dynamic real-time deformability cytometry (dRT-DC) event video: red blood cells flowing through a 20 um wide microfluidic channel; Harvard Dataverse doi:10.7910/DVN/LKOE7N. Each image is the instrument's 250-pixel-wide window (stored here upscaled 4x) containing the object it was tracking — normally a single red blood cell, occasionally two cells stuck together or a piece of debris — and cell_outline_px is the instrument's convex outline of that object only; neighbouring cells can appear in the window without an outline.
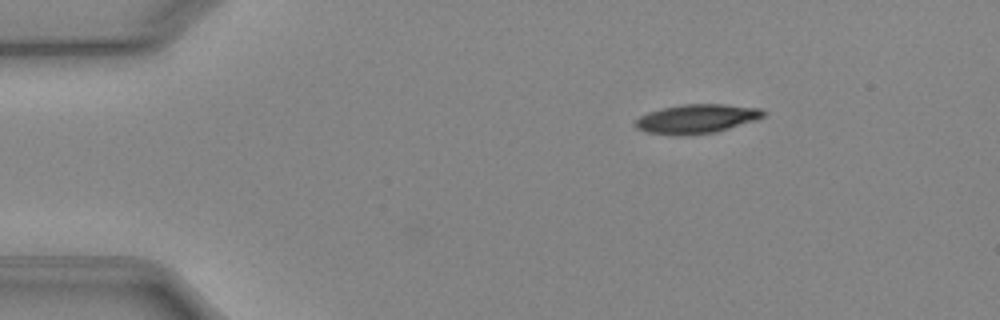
{"species": "Egyptian fruit bat (a non-hibernating species)", "species_latin": "Rousettus aegyptiacus", "temperature_condition": "cold", "stored_images_in_passage": 43, "camera_frame_rate_fps": 3000, "um_per_image_px": 0.085, "animal": {"sex": "female"}, "frame": {"image": 1, "passage_image": 1, "time_ms": 0.0, "image_size_px": [1000, 320], "cell_outline_px": [[768, 112], [764, 116], [756, 120], [716, 132], [688, 136], [672, 136], [648, 132], [636, 128], [632, 124], [640, 116], [648, 112], [664, 108], [684, 104], [724, 104], [764, 108]], "centroid_in_image_um": [59.24, 10.11], "position_along_channel_um": 25.8, "area_um2": 22.08}}
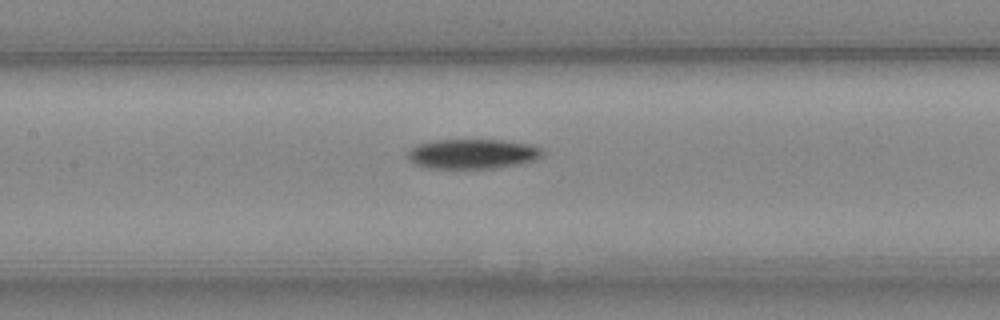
{"frame": {"image": 2, "passage_image": 17, "time_ms": 5.333, "image_size_px": [1000, 320], "cell_outline_px": [[544, 156], [536, 160], [520, 164], [496, 168], [428, 168], [412, 164], [408, 160], [408, 152], [416, 144], [436, 140], [504, 140], [532, 144], [540, 148], [544, 152]], "centroid_in_image_um": [40.19, 13.08], "position_along_channel_um": 167.2, "area_um2": 23.7}}
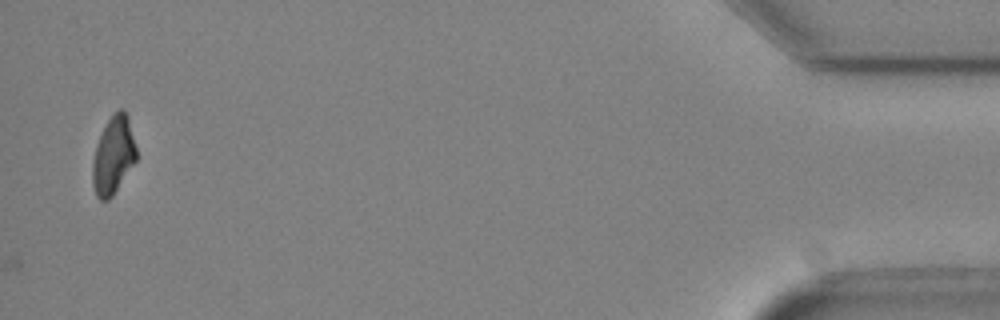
{"frame": {"image": 3, "passage_image": 43, "time_ms": 14.0, "image_size_px": [1000, 320], "cell_outline_px": [[136, 160], [112, 196], [108, 200], [100, 200], [96, 196], [92, 184], [92, 160], [96, 144], [112, 112], [120, 108], [124, 108], [128, 116], [136, 148]], "centroid_in_image_um": [9.61, 13.19], "position_along_channel_um": 425.6, "area_um2": 19.83}, "authors_computed_cell_mechanics": {"area_um2": 22.3108, "velocity_mm_per_s": 3.9505, "shape_relaxation_time_tau1_ms": 3.6969, "shape_relaxation_time_tau2_ms": null, "deformation_change_tau1": 0.1539, "deformation_change_tau2": null}}